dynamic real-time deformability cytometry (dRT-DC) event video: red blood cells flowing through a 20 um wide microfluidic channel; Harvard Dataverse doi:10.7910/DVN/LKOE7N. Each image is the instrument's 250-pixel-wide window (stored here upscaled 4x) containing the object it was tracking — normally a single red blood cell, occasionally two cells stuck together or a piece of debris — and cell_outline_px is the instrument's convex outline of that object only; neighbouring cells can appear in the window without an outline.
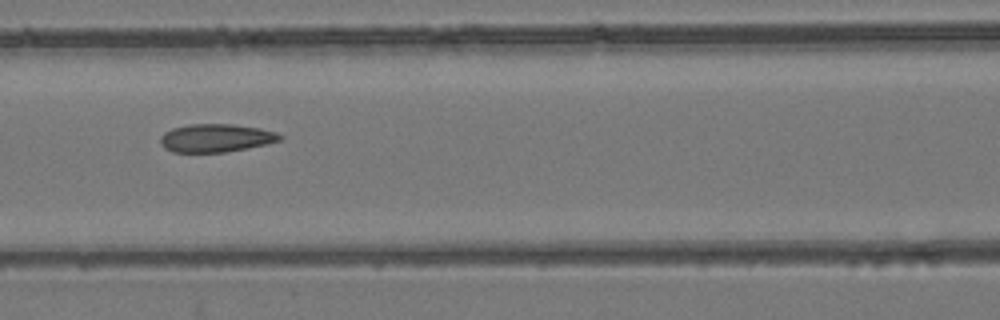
{"species": "common noctule bat (a hibernating species)", "species_latin": "Nyctalus noctula", "temperature_condition": "room temperature", "stored_images_in_passage": 7, "camera_frame_rate_fps": 3000, "um_per_image_px": 0.085, "animal": {"sex": "female", "body_mass_g": 24.6, "forearm_length_mm": 56.2}, "frame": {"image": 1, "passage_image": 7, "time_ms": 7.333, "image_size_px": [1000, 320], "cell_outline_px": [[284, 140], [268, 144], [248, 148], [224, 152], [172, 152], [164, 148], [160, 144], [160, 136], [164, 132], [172, 128], [188, 124], [232, 124], [260, 128], [276, 132], [284, 136]], "centroid_in_image_um": [18.37, 11.73], "position_along_channel_um": 148.2, "area_um2": 19.88}}